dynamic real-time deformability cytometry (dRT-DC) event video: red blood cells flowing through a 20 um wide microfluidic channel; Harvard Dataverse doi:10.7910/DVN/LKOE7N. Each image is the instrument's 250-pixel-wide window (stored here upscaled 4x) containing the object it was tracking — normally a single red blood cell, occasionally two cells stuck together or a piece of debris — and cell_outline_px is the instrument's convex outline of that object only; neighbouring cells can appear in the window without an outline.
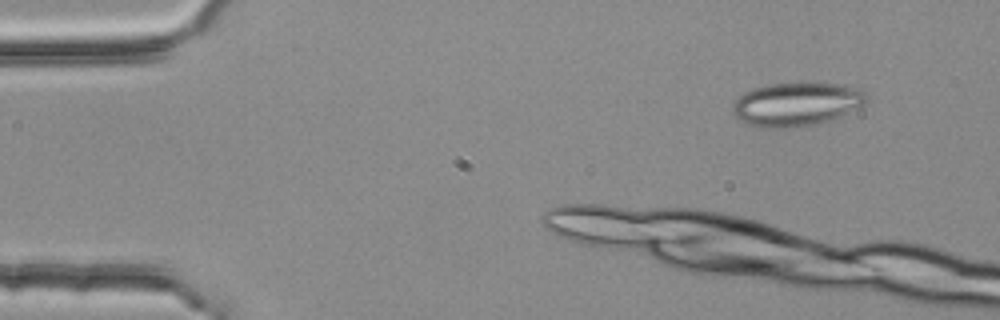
{"species": "common noctule bat (a hibernating species)", "species_latin": "Nyctalus noctula", "temperature_condition": "room temperature", "stored_images_in_passage": 3, "camera_frame_rate_fps": 3000, "um_per_image_px": 0.085, "animal": {"sex": "female", "body_mass_g": 25.1}, "frame": {"image": 1, "passage_image": 1, "time_ms": 0.0, "image_size_px": [1000, 320], "cell_outline_px": [[868, 100], [864, 104], [840, 116], [816, 124], [800, 128], [760, 128], [744, 124], [732, 112], [732, 104], [744, 92], [752, 88], [768, 84], [800, 80], [812, 80], [844, 84], [864, 88], [868, 92]], "centroid_in_image_um": [67.74, 8.8], "position_along_channel_um": 17.3, "area_um2": 35.66}}